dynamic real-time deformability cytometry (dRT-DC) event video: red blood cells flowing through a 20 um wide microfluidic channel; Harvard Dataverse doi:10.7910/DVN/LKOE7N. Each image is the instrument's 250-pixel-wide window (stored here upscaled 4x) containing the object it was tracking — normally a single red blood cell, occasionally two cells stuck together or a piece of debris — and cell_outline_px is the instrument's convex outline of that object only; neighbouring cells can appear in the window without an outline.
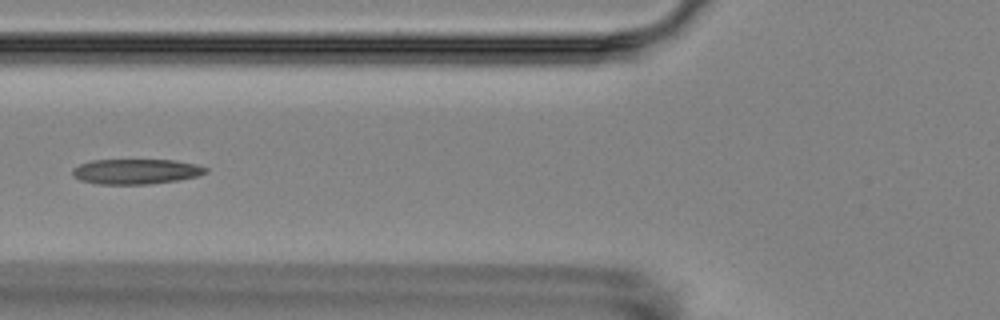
{"species": "Egyptian fruit bat (a non-hibernating species)", "species_latin": "Rousettus aegyptiacus", "temperature_condition": "room temperature", "stored_images_in_passage": 6, "camera_frame_rate_fps": 3000, "um_per_image_px": 0.085, "animal": {"sex": "female"}, "frame": {"image": 1, "passage_image": 2, "time_ms": 1.0, "image_size_px": [1000, 320], "cell_outline_px": [[208, 172], [196, 176], [176, 180], [148, 184], [96, 184], [80, 180], [72, 176], [72, 168], [80, 164], [92, 160], [176, 160], [196, 164], [208, 168]], "centroid_in_image_um": [11.53, 14.57], "position_along_channel_um": 114.3, "area_um2": 19.54}}
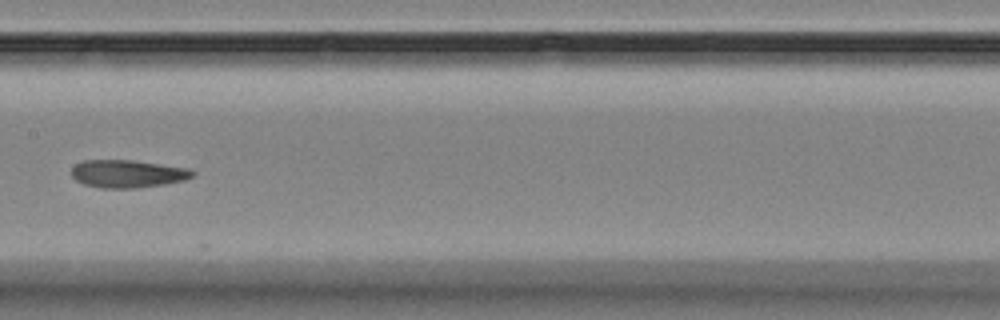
{"frame": {"image": 2, "passage_image": 4, "time_ms": 3.333, "image_size_px": [1000, 320], "cell_outline_px": [[196, 172], [192, 176], [184, 180], [164, 184], [136, 188], [100, 188], [84, 184], [76, 180], [72, 176], [72, 168], [76, 164], [84, 160], [128, 160], [188, 168]], "centroid_in_image_um": [10.82, 14.77], "position_along_channel_um": 196.6, "area_um2": 19.36}}
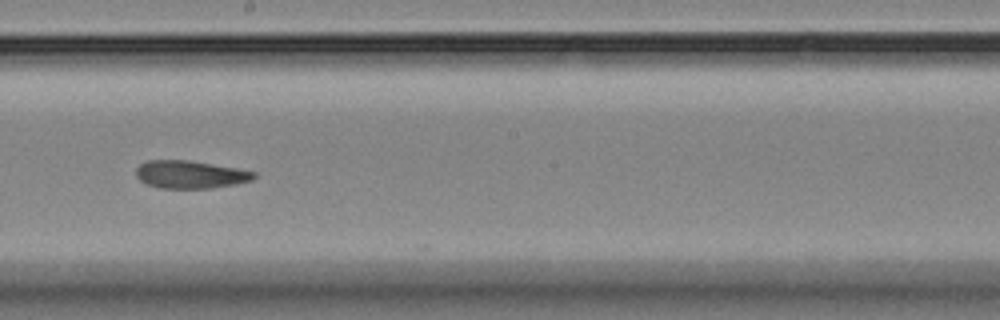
{"frame": {"image": 3, "passage_image": 5, "time_ms": 4.333, "image_size_px": [1000, 320], "cell_outline_px": [[256, 176], [252, 180], [236, 184], [212, 188], [160, 188], [148, 184], [140, 180], [136, 176], [136, 168], [140, 164], [148, 160], [188, 160], [236, 168], [256, 172]], "centroid_in_image_um": [16.17, 14.83], "position_along_channel_um": 232.0, "area_um2": 19.02}}